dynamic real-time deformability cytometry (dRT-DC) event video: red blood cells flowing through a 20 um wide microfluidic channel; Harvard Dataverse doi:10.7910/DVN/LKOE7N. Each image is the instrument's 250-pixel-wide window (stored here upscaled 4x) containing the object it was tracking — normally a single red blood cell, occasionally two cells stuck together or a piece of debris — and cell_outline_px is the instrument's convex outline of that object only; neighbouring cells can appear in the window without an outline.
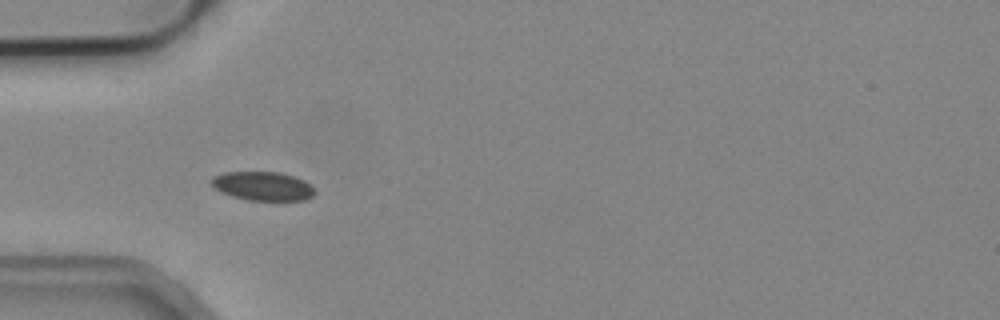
{"species": "common noctule bat (a hibernating species)", "species_latin": "Nyctalus noctula", "temperature_condition": "cold", "stored_images_in_passage": 14, "camera_frame_rate_fps": 3000, "um_per_image_px": 0.085, "animal": {"sex": "male", "body_mass_g": 19.2, "forearm_length_mm": 51.8}, "frame": {"image": 1, "passage_image": 5, "time_ms": 1.333, "image_size_px": [1000, 320], "cell_outline_px": [[316, 192], [312, 196], [304, 200], [248, 200], [232, 196], [216, 188], [212, 184], [212, 176], [224, 172], [280, 172], [296, 176], [304, 180]], "centroid_in_image_um": [22.36, 15.8], "position_along_channel_um": 62.6, "area_um2": 17.22}}